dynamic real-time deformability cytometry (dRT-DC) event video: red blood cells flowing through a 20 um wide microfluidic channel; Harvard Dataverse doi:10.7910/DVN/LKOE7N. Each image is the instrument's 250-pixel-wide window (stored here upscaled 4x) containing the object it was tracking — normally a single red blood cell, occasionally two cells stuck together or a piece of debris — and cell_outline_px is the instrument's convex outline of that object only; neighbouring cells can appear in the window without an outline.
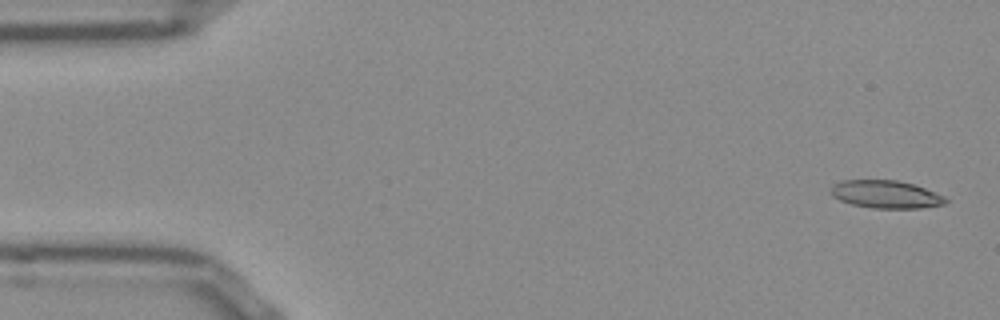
{"species": "Egyptian fruit bat (a non-hibernating species)", "species_latin": "Rousettus aegyptiacus", "temperature_condition": "room temperature", "stored_images_in_passage": 51, "camera_frame_rate_fps": 3000, "um_per_image_px": 0.085, "frame": {"image": 1, "passage_image": 1, "time_ms": 0.0, "image_size_px": [1000, 320], "cell_outline_px": [[948, 200], [944, 204], [920, 208], [872, 208], [852, 204], [840, 200], [832, 196], [832, 188], [836, 184], [844, 180], [896, 180], [912, 184], [924, 188], [944, 196]], "centroid_in_image_um": [75.31, 16.52], "position_along_channel_um": 9.7, "area_um2": 18.26}}
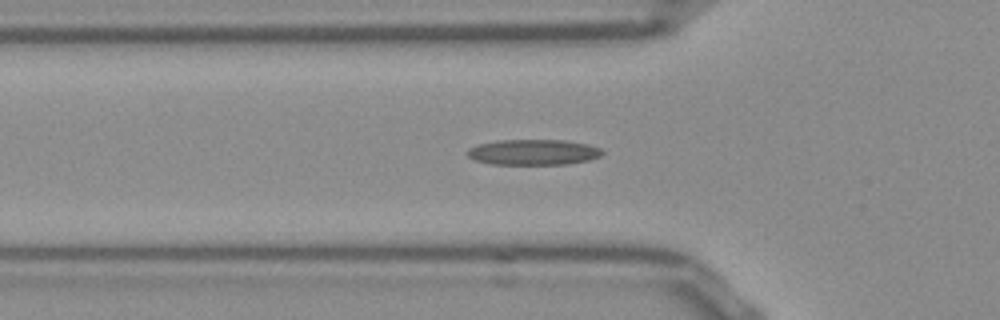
{"frame": {"image": 2, "passage_image": 16, "time_ms": 5.0, "image_size_px": [1000, 320], "cell_outline_px": [[604, 152], [600, 156], [588, 160], [568, 164], [492, 164], [476, 160], [468, 156], [468, 148], [480, 144], [500, 140], [564, 140], [588, 144], [600, 148]], "centroid_in_image_um": [45.36, 12.93], "position_along_channel_um": 80.4, "area_um2": 19.94}}
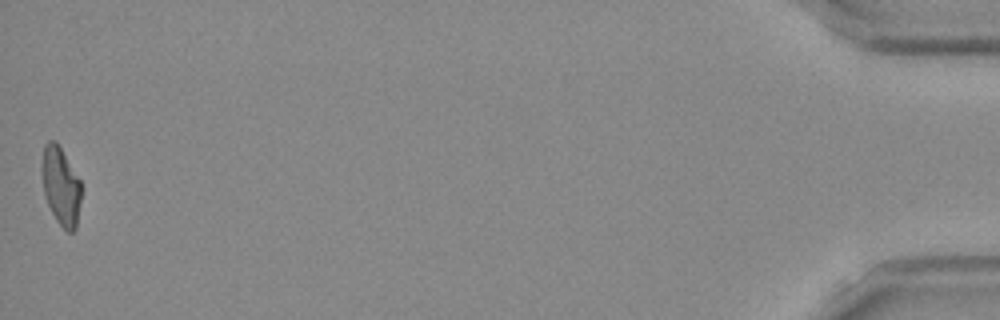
{"frame": {"image": 3, "passage_image": 51, "time_ms": 16.667, "image_size_px": [1000, 320], "cell_outline_px": [[80, 200], [76, 228], [72, 232], [68, 232], [56, 220], [44, 196], [44, 144], [48, 140], [56, 140], [80, 180]], "centroid_in_image_um": [5.2, 15.83], "position_along_channel_um": 430.0, "area_um2": 17.22}, "authors_computed_cell_mechanics": {"area_um2": 18.9584, "velocity_mm_per_s": 3.8559, "shape_relaxation_time_tau1_ms": null, "shape_relaxation_time_tau2_ms": 4.3527, "deformation_change_tau1": null, "deformation_change_tau2": 0.1393}}